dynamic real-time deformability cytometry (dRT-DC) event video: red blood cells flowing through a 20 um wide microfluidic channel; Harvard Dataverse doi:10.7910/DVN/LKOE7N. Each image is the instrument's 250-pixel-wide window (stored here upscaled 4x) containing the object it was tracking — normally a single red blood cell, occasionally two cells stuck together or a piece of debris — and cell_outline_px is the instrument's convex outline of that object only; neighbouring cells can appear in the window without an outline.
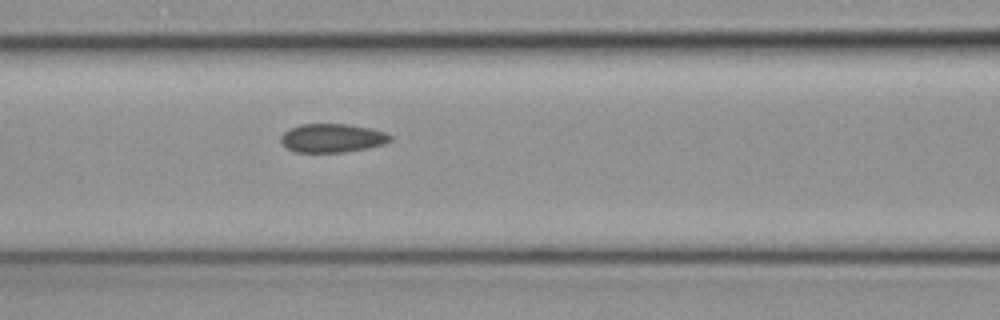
{"species": "common noctule bat (a hibernating species)", "species_latin": "Nyctalus noctula", "temperature_condition": "cold", "stored_images_in_passage": 6, "camera_frame_rate_fps": 3000, "um_per_image_px": 0.085, "animal": {"sex": "female", "body_mass_g": 19.3, "forearm_length_mm": 54.1}, "frame": {"image": 1, "passage_image": 6, "time_ms": 1.667, "image_size_px": [1000, 320], "cell_outline_px": [[392, 140], [384, 144], [344, 152], [296, 152], [288, 148], [280, 140], [280, 136], [288, 128], [300, 124], [348, 124], [372, 128], [384, 132], [392, 136]], "centroid_in_image_um": [28.23, 11.72], "position_along_channel_um": 138.4, "area_um2": 18.26}}